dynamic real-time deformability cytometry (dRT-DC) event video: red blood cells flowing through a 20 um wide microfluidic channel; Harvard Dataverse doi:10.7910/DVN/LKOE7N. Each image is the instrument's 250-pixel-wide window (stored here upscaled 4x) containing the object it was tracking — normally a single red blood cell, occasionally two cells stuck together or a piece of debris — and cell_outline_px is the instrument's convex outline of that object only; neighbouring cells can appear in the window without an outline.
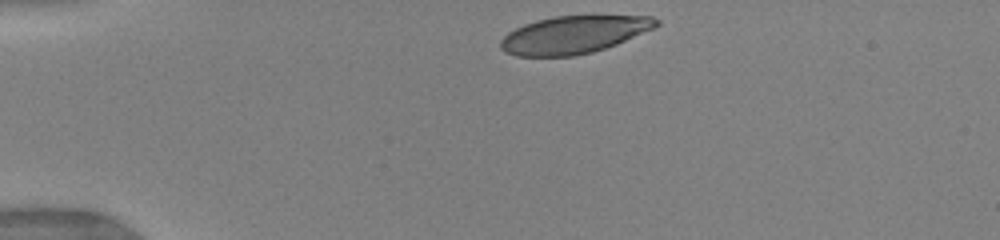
{"species": "human", "species_latin": "Homo sapiens", "temperature_condition": "warm", "stored_images_in_passage": 13, "camera_frame_rate_fps": 3000, "um_per_image_px": 0.085, "donor": {"sex": "female"}, "frame": {"image": 1, "passage_image": 1, "time_ms": 0.0, "image_size_px": [1000, 240], "cell_outline_px": [[660, 24], [652, 28], [616, 44], [592, 52], [572, 56], [516, 56], [504, 52], [500, 48], [500, 40], [508, 32], [524, 24], [536, 20], [552, 16], [652, 16], [660, 20]], "centroid_in_image_um": [48.72, 2.95], "position_along_channel_um": 36.3, "area_um2": 33.87}}